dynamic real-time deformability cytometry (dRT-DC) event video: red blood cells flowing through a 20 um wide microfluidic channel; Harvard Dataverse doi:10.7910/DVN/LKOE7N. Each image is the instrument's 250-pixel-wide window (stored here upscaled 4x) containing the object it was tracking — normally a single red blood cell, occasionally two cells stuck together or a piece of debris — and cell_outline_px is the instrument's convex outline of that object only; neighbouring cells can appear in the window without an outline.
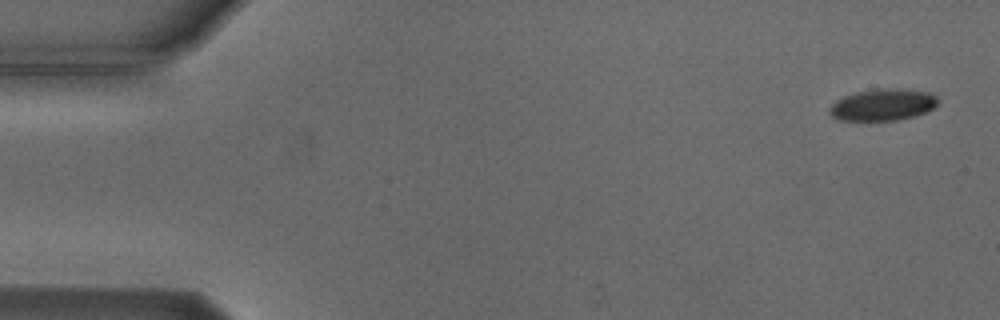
{"species": "Egyptian fruit bat (a non-hibernating species)", "species_latin": "Rousettus aegyptiacus", "temperature_condition": "cold", "stored_images_in_passage": 5, "camera_frame_rate_fps": 3000, "um_per_image_px": 0.085, "animal": {"sex": "male"}, "frame": {"image": 1, "passage_image": 1, "time_ms": 0.0, "image_size_px": [1000, 320], "cell_outline_px": [[940, 100], [932, 108], [924, 112], [912, 116], [896, 120], [840, 120], [832, 116], [828, 112], [828, 108], [836, 100], [844, 96], [856, 92], [876, 88], [900, 88], [928, 92], [936, 96]], "centroid_in_image_um": [75.01, 8.88], "position_along_channel_um": 10.0, "area_um2": 20.0}}
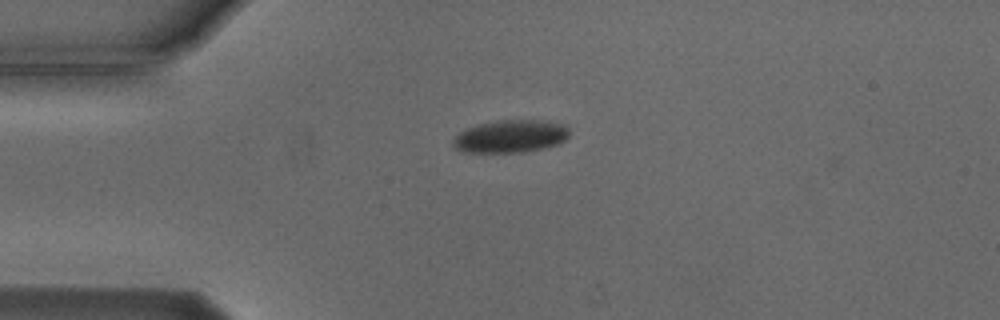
{"frame": {"image": 2, "passage_image": 4, "time_ms": 3.667, "image_size_px": [1000, 320], "cell_outline_px": [[568, 136], [564, 140], [556, 144], [544, 148], [524, 152], [460, 152], [452, 144], [452, 140], [460, 132], [468, 128], [480, 124], [496, 120], [544, 120], [564, 124], [568, 128]], "centroid_in_image_um": [43.39, 11.58], "position_along_channel_um": 41.6, "area_um2": 22.08}}